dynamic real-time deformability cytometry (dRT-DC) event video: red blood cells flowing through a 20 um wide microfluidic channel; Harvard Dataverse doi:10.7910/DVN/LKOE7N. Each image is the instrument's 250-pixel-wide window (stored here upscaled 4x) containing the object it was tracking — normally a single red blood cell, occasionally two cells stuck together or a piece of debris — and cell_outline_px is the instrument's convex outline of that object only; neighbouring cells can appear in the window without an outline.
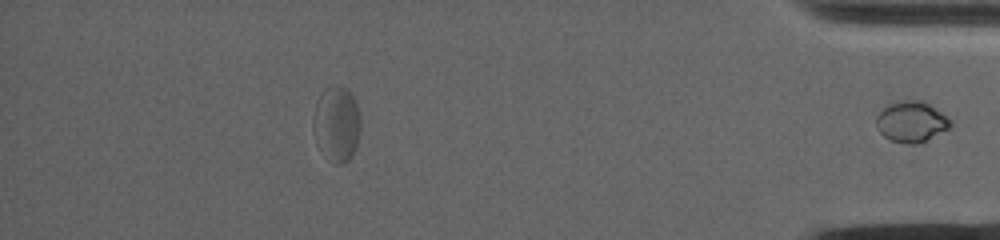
{"species": "common noctule bat (a hibernating species)", "species_latin": "Nyctalus noctula", "temperature_condition": "warm", "stored_images_in_passage": 32, "segment_of_instrument_passage": [2, 2], "camera_frame_rate_fps": 5000, "um_per_image_px": 0.085, "animal": {"sex": "female", "body_mass_g": 19.0, "forearm_length_mm": 53.3}, "frame": {"image": 1, "passage_image": 32, "time_ms": 10.6, "image_size_px": [1000, 240], "cell_outline_px": [[952, 128], [916, 144], [904, 144], [892, 140], [884, 136], [880, 132], [876, 124], [876, 116], [884, 108], [892, 104], [904, 100], [924, 100], [940, 112], [952, 124]], "centroid_in_image_um": [77.47, 10.36], "position_along_channel_um": 357.7, "area_um2": 17.34}}